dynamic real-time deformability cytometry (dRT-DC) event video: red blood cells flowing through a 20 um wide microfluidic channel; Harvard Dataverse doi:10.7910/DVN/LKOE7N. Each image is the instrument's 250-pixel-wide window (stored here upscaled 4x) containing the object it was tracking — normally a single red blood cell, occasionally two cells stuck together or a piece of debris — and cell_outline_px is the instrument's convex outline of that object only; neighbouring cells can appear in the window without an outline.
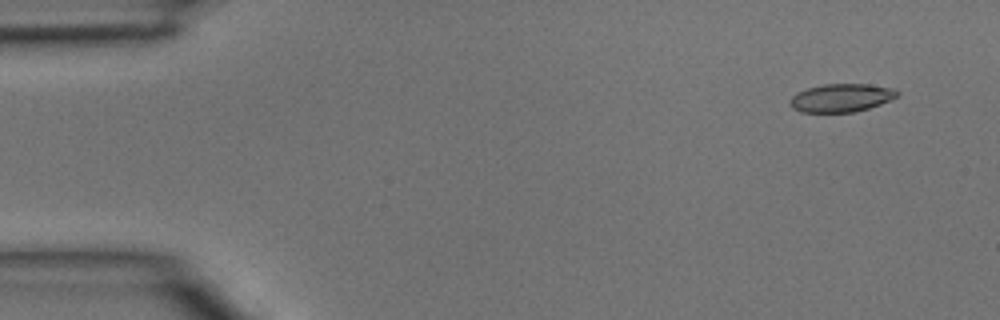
{"species": "common noctule bat (a hibernating species)", "species_latin": "Nyctalus noctula", "temperature_condition": "room temperature", "stored_images_in_passage": 4, "camera_frame_rate_fps": 3000, "um_per_image_px": 0.085, "animal": {"sex": "male", "body_mass_g": 15.6}, "frame": {"image": 1, "passage_image": 1, "time_ms": 0.0, "image_size_px": [1000, 320], "cell_outline_px": [[900, 92], [896, 96], [880, 104], [868, 108], [852, 112], [800, 112], [792, 108], [788, 104], [788, 100], [796, 92], [808, 88], [824, 84], [868, 84], [896, 88]], "centroid_in_image_um": [71.47, 8.31], "position_along_channel_um": 13.5, "area_um2": 17.69}}
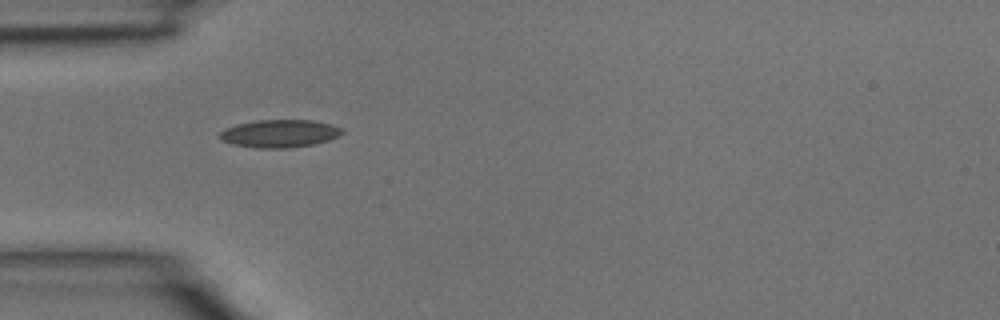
{"frame": {"image": 2, "passage_image": 4, "time_ms": 1.0, "image_size_px": [1000, 320], "cell_outline_px": [[344, 132], [328, 140], [312, 144], [288, 148], [256, 148], [232, 144], [220, 140], [220, 132], [224, 128], [236, 124], [256, 120], [312, 120], [344, 128]], "centroid_in_image_um": [23.72, 11.35], "position_along_channel_um": 61.3, "area_um2": 19.77}}